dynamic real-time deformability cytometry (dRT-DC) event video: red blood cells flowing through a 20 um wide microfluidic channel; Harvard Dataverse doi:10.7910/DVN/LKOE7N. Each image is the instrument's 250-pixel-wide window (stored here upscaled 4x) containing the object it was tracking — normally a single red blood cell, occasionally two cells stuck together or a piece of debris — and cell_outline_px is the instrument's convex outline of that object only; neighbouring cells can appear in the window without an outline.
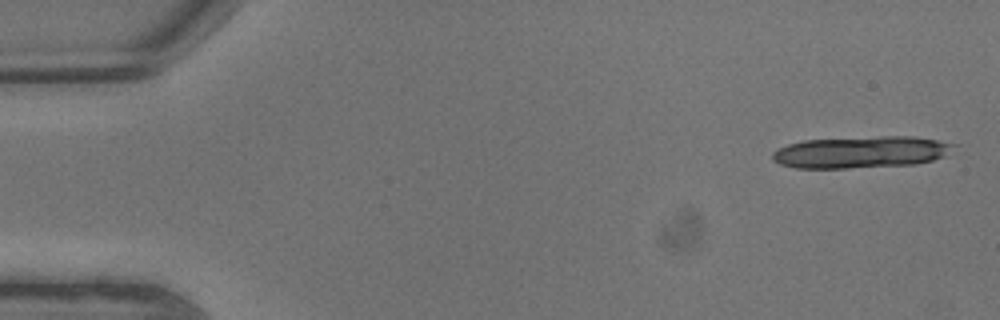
{"species": "common noctule bat (a hibernating species)", "species_latin": "Nyctalus noctula", "temperature_condition": "warm", "stored_images_in_passage": 10, "segment_of_instrument_passage": [1, 2], "camera_frame_rate_fps": 3000, "um_per_image_px": 0.085, "animal": {"sex": "male", "body_mass_g": 13.3}, "frame": {"image": 1, "passage_image": 1, "time_ms": 0.0, "image_size_px": [1000, 320], "cell_outline_px": [[960, 144], [944, 156], [932, 160], [916, 164], [848, 168], [796, 168], [780, 164], [772, 160], [772, 152], [788, 144], [804, 140], [884, 136], [912, 136]], "centroid_in_image_um": [73.21, 12.93], "position_along_channel_um": 11.8, "area_um2": 33.64}}